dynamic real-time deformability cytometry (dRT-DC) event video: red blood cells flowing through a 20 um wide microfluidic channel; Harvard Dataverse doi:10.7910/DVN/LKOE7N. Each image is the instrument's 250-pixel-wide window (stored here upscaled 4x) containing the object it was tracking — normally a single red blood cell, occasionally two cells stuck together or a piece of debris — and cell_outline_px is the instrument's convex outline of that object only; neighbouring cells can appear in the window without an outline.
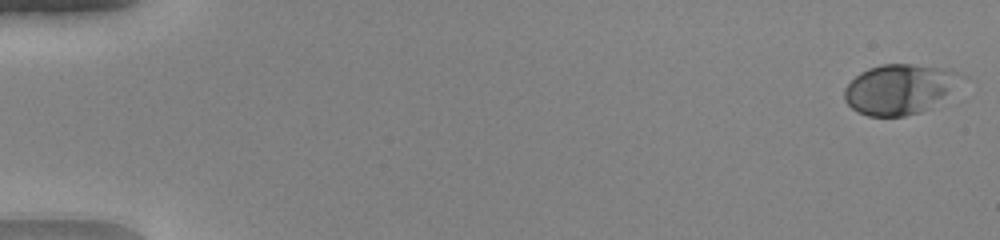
{"species": "human", "species_latin": "Homo sapiens", "temperature_condition": "warm", "stored_images_in_passage": 51, "camera_frame_rate_fps": 3000, "um_per_image_px": 0.085, "donor": {"sex": "female"}, "frame": {"image": 1, "passage_image": 1, "time_ms": 0.0, "image_size_px": [1000, 240], "cell_outline_px": [[968, 76], [920, 112], [904, 116], [868, 116], [856, 112], [844, 100], [844, 88], [860, 72], [868, 68], [884, 64], [908, 64], [948, 68], [960, 72]], "centroid_in_image_um": [76.41, 7.55], "position_along_channel_um": 8.6, "area_um2": 33.58}}
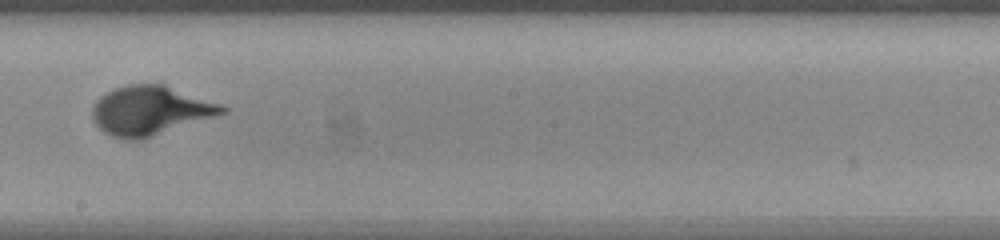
{"frame": {"image": 2, "passage_image": 30, "time_ms": 9.667, "image_size_px": [1000, 240], "cell_outline_px": [[228, 112], [140, 140], [124, 140], [112, 136], [104, 132], [92, 120], [92, 108], [96, 100], [100, 96], [116, 88], [128, 84], [164, 84], [220, 104], [228, 108]], "centroid_in_image_um": [12.75, 9.4], "position_along_channel_um": 235.5, "area_um2": 36.99}}
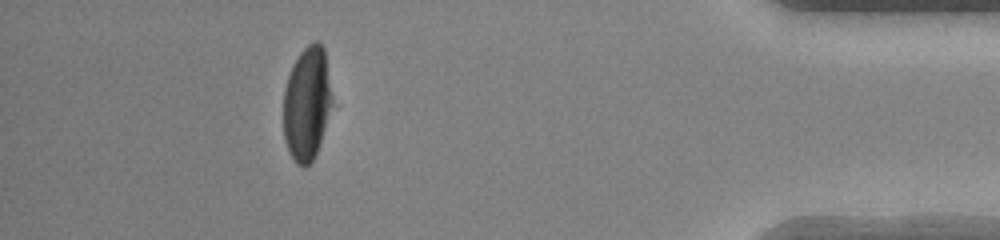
{"frame": {"image": 3, "passage_image": 46, "time_ms": 15.0, "image_size_px": [1000, 240], "cell_outline_px": [[332, 104], [316, 152], [312, 160], [304, 168], [296, 164], [288, 152], [284, 140], [284, 88], [292, 64], [300, 52], [308, 44], [316, 40], [324, 48], [332, 100]], "centroid_in_image_um": [26.06, 8.8], "position_along_channel_um": 409.1, "area_um2": 31.96}}